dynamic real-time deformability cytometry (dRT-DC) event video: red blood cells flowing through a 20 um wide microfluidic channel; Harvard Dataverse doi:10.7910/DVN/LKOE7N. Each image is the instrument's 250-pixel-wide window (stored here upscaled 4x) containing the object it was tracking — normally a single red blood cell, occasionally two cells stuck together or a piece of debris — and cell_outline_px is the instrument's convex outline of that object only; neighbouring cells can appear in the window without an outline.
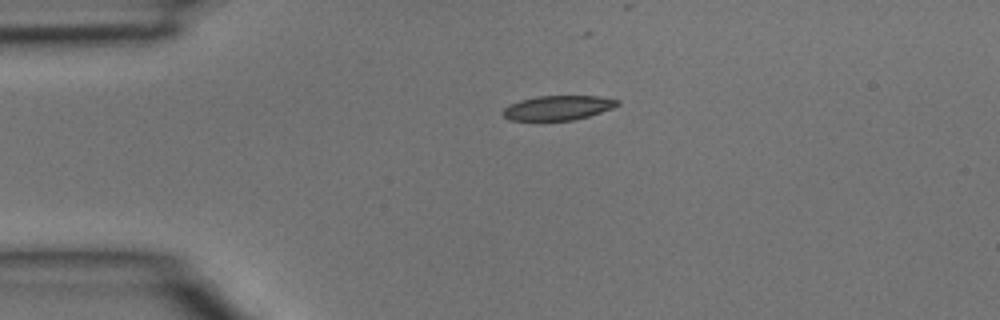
{"species": "common noctule bat (a hibernating species)", "species_latin": "Nyctalus noctula", "temperature_condition": "room temperature", "stored_images_in_passage": 3, "camera_frame_rate_fps": 3000, "um_per_image_px": 0.085, "animal": {"sex": "male", "body_mass_g": 15.6}, "frame": {"image": 1, "passage_image": 1, "time_ms": 0.0, "image_size_px": [1000, 320], "cell_outline_px": [[620, 104], [612, 108], [588, 116], [572, 120], [508, 120], [500, 112], [508, 104], [520, 100], [536, 96], [600, 96], [620, 100]], "centroid_in_image_um": [47.39, 9.15], "position_along_channel_um": 37.6, "area_um2": 16.42}}
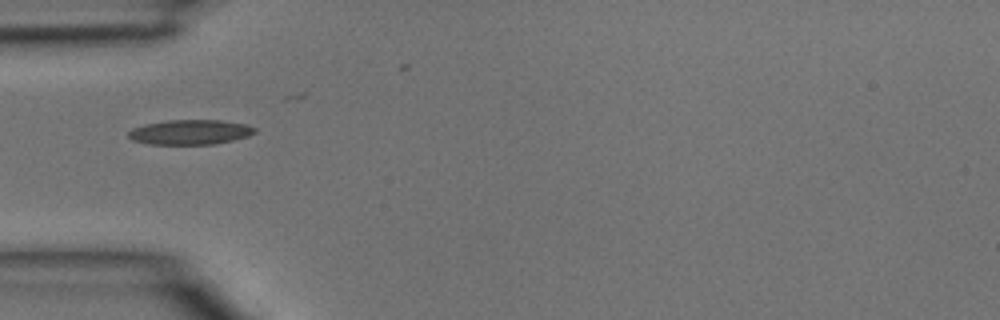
{"frame": {"image": 2, "passage_image": 2, "time_ms": 0.333, "image_size_px": [1000, 320], "cell_outline_px": [[256, 132], [248, 136], [216, 144], [152, 144], [132, 140], [128, 136], [128, 132], [132, 128], [144, 124], [168, 120], [220, 120], [244, 124], [256, 128]], "centroid_in_image_um": [16.15, 11.23], "position_along_channel_um": 68.8, "area_um2": 18.21}}
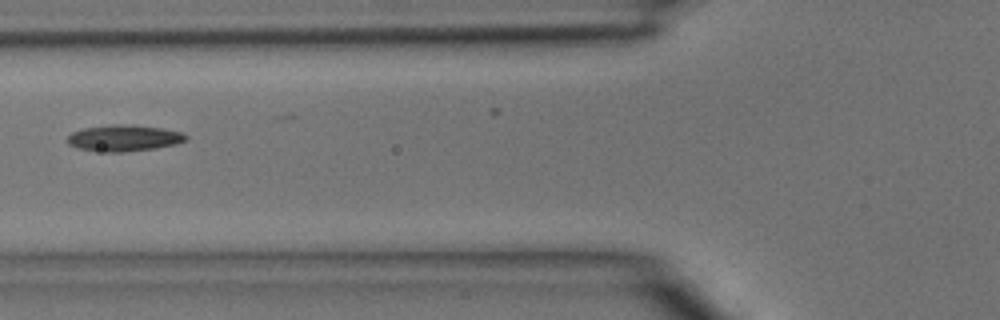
{"frame": {"image": 3, "passage_image": 3, "time_ms": 0.667, "image_size_px": [1000, 320], "cell_outline_px": [[188, 140], [176, 144], [156, 148], [124, 152], [108, 152], [76, 148], [68, 144], [68, 136], [72, 132], [84, 128], [112, 124], [132, 124], [164, 128], [184, 132], [188, 136]], "centroid_in_image_um": [10.59, 11.72], "position_along_channel_um": 115.2, "area_um2": 18.44}}